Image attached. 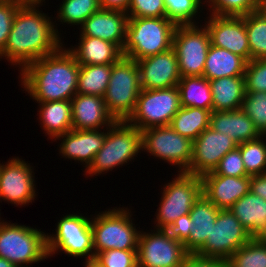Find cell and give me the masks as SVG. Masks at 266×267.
I'll use <instances>...</instances> for the list:
<instances>
[{
	"instance_id": "obj_19",
	"label": "cell",
	"mask_w": 266,
	"mask_h": 267,
	"mask_svg": "<svg viewBox=\"0 0 266 267\" xmlns=\"http://www.w3.org/2000/svg\"><path fill=\"white\" fill-rule=\"evenodd\" d=\"M201 179L203 195L220 210L230 209L250 191L251 176H222L211 171Z\"/></svg>"
},
{
	"instance_id": "obj_12",
	"label": "cell",
	"mask_w": 266,
	"mask_h": 267,
	"mask_svg": "<svg viewBox=\"0 0 266 267\" xmlns=\"http://www.w3.org/2000/svg\"><path fill=\"white\" fill-rule=\"evenodd\" d=\"M142 151L155 159L174 164L178 172H186L192 159L193 141L176 133L171 126L153 127L141 131Z\"/></svg>"
},
{
	"instance_id": "obj_10",
	"label": "cell",
	"mask_w": 266,
	"mask_h": 267,
	"mask_svg": "<svg viewBox=\"0 0 266 267\" xmlns=\"http://www.w3.org/2000/svg\"><path fill=\"white\" fill-rule=\"evenodd\" d=\"M181 108L177 86L162 89H141L136 107L127 122L140 131L169 126Z\"/></svg>"
},
{
	"instance_id": "obj_14",
	"label": "cell",
	"mask_w": 266,
	"mask_h": 267,
	"mask_svg": "<svg viewBox=\"0 0 266 267\" xmlns=\"http://www.w3.org/2000/svg\"><path fill=\"white\" fill-rule=\"evenodd\" d=\"M188 255L184 243L169 237L163 229L140 232L138 267H182Z\"/></svg>"
},
{
	"instance_id": "obj_7",
	"label": "cell",
	"mask_w": 266,
	"mask_h": 267,
	"mask_svg": "<svg viewBox=\"0 0 266 267\" xmlns=\"http://www.w3.org/2000/svg\"><path fill=\"white\" fill-rule=\"evenodd\" d=\"M141 92L137 61L122 57L111 65L105 105L116 121H127L133 114Z\"/></svg>"
},
{
	"instance_id": "obj_29",
	"label": "cell",
	"mask_w": 266,
	"mask_h": 267,
	"mask_svg": "<svg viewBox=\"0 0 266 267\" xmlns=\"http://www.w3.org/2000/svg\"><path fill=\"white\" fill-rule=\"evenodd\" d=\"M213 97L212 111H234L242 107L245 96L244 76L209 80Z\"/></svg>"
},
{
	"instance_id": "obj_44",
	"label": "cell",
	"mask_w": 266,
	"mask_h": 267,
	"mask_svg": "<svg viewBox=\"0 0 266 267\" xmlns=\"http://www.w3.org/2000/svg\"><path fill=\"white\" fill-rule=\"evenodd\" d=\"M20 5V2L13 0L0 2V52L6 46L14 16Z\"/></svg>"
},
{
	"instance_id": "obj_49",
	"label": "cell",
	"mask_w": 266,
	"mask_h": 267,
	"mask_svg": "<svg viewBox=\"0 0 266 267\" xmlns=\"http://www.w3.org/2000/svg\"><path fill=\"white\" fill-rule=\"evenodd\" d=\"M258 11L266 18V0H259Z\"/></svg>"
},
{
	"instance_id": "obj_17",
	"label": "cell",
	"mask_w": 266,
	"mask_h": 267,
	"mask_svg": "<svg viewBox=\"0 0 266 267\" xmlns=\"http://www.w3.org/2000/svg\"><path fill=\"white\" fill-rule=\"evenodd\" d=\"M204 26L207 28L213 46L229 50L251 60V52L244 16H218L210 14Z\"/></svg>"
},
{
	"instance_id": "obj_30",
	"label": "cell",
	"mask_w": 266,
	"mask_h": 267,
	"mask_svg": "<svg viewBox=\"0 0 266 267\" xmlns=\"http://www.w3.org/2000/svg\"><path fill=\"white\" fill-rule=\"evenodd\" d=\"M181 107L212 110L213 97L209 80L204 76L181 77L177 84Z\"/></svg>"
},
{
	"instance_id": "obj_11",
	"label": "cell",
	"mask_w": 266,
	"mask_h": 267,
	"mask_svg": "<svg viewBox=\"0 0 266 267\" xmlns=\"http://www.w3.org/2000/svg\"><path fill=\"white\" fill-rule=\"evenodd\" d=\"M210 45V36L204 25L176 26L172 48L177 56L181 77L203 76Z\"/></svg>"
},
{
	"instance_id": "obj_50",
	"label": "cell",
	"mask_w": 266,
	"mask_h": 267,
	"mask_svg": "<svg viewBox=\"0 0 266 267\" xmlns=\"http://www.w3.org/2000/svg\"><path fill=\"white\" fill-rule=\"evenodd\" d=\"M13 1L20 2L21 4H42V5H44L46 2L45 0H13Z\"/></svg>"
},
{
	"instance_id": "obj_51",
	"label": "cell",
	"mask_w": 266,
	"mask_h": 267,
	"mask_svg": "<svg viewBox=\"0 0 266 267\" xmlns=\"http://www.w3.org/2000/svg\"><path fill=\"white\" fill-rule=\"evenodd\" d=\"M84 267H103L94 259L85 260Z\"/></svg>"
},
{
	"instance_id": "obj_55",
	"label": "cell",
	"mask_w": 266,
	"mask_h": 267,
	"mask_svg": "<svg viewBox=\"0 0 266 267\" xmlns=\"http://www.w3.org/2000/svg\"><path fill=\"white\" fill-rule=\"evenodd\" d=\"M8 1H11V0H0V2H8Z\"/></svg>"
},
{
	"instance_id": "obj_34",
	"label": "cell",
	"mask_w": 266,
	"mask_h": 267,
	"mask_svg": "<svg viewBox=\"0 0 266 267\" xmlns=\"http://www.w3.org/2000/svg\"><path fill=\"white\" fill-rule=\"evenodd\" d=\"M251 60L266 59V18L259 11L245 15Z\"/></svg>"
},
{
	"instance_id": "obj_8",
	"label": "cell",
	"mask_w": 266,
	"mask_h": 267,
	"mask_svg": "<svg viewBox=\"0 0 266 267\" xmlns=\"http://www.w3.org/2000/svg\"><path fill=\"white\" fill-rule=\"evenodd\" d=\"M176 175L161 188V202L153 221L156 229H163L178 217L189 214L202 194L201 176L185 172H178Z\"/></svg>"
},
{
	"instance_id": "obj_42",
	"label": "cell",
	"mask_w": 266,
	"mask_h": 267,
	"mask_svg": "<svg viewBox=\"0 0 266 267\" xmlns=\"http://www.w3.org/2000/svg\"><path fill=\"white\" fill-rule=\"evenodd\" d=\"M128 18L166 17L163 0H131L127 12Z\"/></svg>"
},
{
	"instance_id": "obj_5",
	"label": "cell",
	"mask_w": 266,
	"mask_h": 267,
	"mask_svg": "<svg viewBox=\"0 0 266 267\" xmlns=\"http://www.w3.org/2000/svg\"><path fill=\"white\" fill-rule=\"evenodd\" d=\"M107 210L90 216L94 254L110 249L137 250L141 230L133 224L131 210L127 207Z\"/></svg>"
},
{
	"instance_id": "obj_25",
	"label": "cell",
	"mask_w": 266,
	"mask_h": 267,
	"mask_svg": "<svg viewBox=\"0 0 266 267\" xmlns=\"http://www.w3.org/2000/svg\"><path fill=\"white\" fill-rule=\"evenodd\" d=\"M219 211L220 209L210 202L203 193L195 201L189 213L194 229L191 231L189 239L184 243L189 254H196L204 246Z\"/></svg>"
},
{
	"instance_id": "obj_3",
	"label": "cell",
	"mask_w": 266,
	"mask_h": 267,
	"mask_svg": "<svg viewBox=\"0 0 266 267\" xmlns=\"http://www.w3.org/2000/svg\"><path fill=\"white\" fill-rule=\"evenodd\" d=\"M176 26L166 17L128 18L123 56L137 61L168 51Z\"/></svg>"
},
{
	"instance_id": "obj_2",
	"label": "cell",
	"mask_w": 266,
	"mask_h": 267,
	"mask_svg": "<svg viewBox=\"0 0 266 267\" xmlns=\"http://www.w3.org/2000/svg\"><path fill=\"white\" fill-rule=\"evenodd\" d=\"M79 69L80 64L63 44L20 72L21 87L37 103L71 100L77 94Z\"/></svg>"
},
{
	"instance_id": "obj_21",
	"label": "cell",
	"mask_w": 266,
	"mask_h": 267,
	"mask_svg": "<svg viewBox=\"0 0 266 267\" xmlns=\"http://www.w3.org/2000/svg\"><path fill=\"white\" fill-rule=\"evenodd\" d=\"M71 104L73 130H103L116 122L105 105L104 97L77 93Z\"/></svg>"
},
{
	"instance_id": "obj_45",
	"label": "cell",
	"mask_w": 266,
	"mask_h": 267,
	"mask_svg": "<svg viewBox=\"0 0 266 267\" xmlns=\"http://www.w3.org/2000/svg\"><path fill=\"white\" fill-rule=\"evenodd\" d=\"M194 229L193 221L190 214L178 217L173 223L168 224L163 230L171 238L185 243Z\"/></svg>"
},
{
	"instance_id": "obj_1",
	"label": "cell",
	"mask_w": 266,
	"mask_h": 267,
	"mask_svg": "<svg viewBox=\"0 0 266 267\" xmlns=\"http://www.w3.org/2000/svg\"><path fill=\"white\" fill-rule=\"evenodd\" d=\"M42 4H21L0 60L5 58L21 72L28 64L56 52L62 45L56 21L39 10Z\"/></svg>"
},
{
	"instance_id": "obj_43",
	"label": "cell",
	"mask_w": 266,
	"mask_h": 267,
	"mask_svg": "<svg viewBox=\"0 0 266 267\" xmlns=\"http://www.w3.org/2000/svg\"><path fill=\"white\" fill-rule=\"evenodd\" d=\"M213 172L216 175L222 176H249L246 173L244 162L241 156V151L238 147L226 153Z\"/></svg>"
},
{
	"instance_id": "obj_46",
	"label": "cell",
	"mask_w": 266,
	"mask_h": 267,
	"mask_svg": "<svg viewBox=\"0 0 266 267\" xmlns=\"http://www.w3.org/2000/svg\"><path fill=\"white\" fill-rule=\"evenodd\" d=\"M223 260L200 257L196 254H189L182 267H221Z\"/></svg>"
},
{
	"instance_id": "obj_15",
	"label": "cell",
	"mask_w": 266,
	"mask_h": 267,
	"mask_svg": "<svg viewBox=\"0 0 266 267\" xmlns=\"http://www.w3.org/2000/svg\"><path fill=\"white\" fill-rule=\"evenodd\" d=\"M33 168L19 157L0 163V202L18 207L32 204L37 196Z\"/></svg>"
},
{
	"instance_id": "obj_28",
	"label": "cell",
	"mask_w": 266,
	"mask_h": 267,
	"mask_svg": "<svg viewBox=\"0 0 266 267\" xmlns=\"http://www.w3.org/2000/svg\"><path fill=\"white\" fill-rule=\"evenodd\" d=\"M247 61L229 50L210 45L203 76L208 80L244 76Z\"/></svg>"
},
{
	"instance_id": "obj_24",
	"label": "cell",
	"mask_w": 266,
	"mask_h": 267,
	"mask_svg": "<svg viewBox=\"0 0 266 267\" xmlns=\"http://www.w3.org/2000/svg\"><path fill=\"white\" fill-rule=\"evenodd\" d=\"M210 128L230 136L238 144L254 140L261 136L254 122L242 110L212 111Z\"/></svg>"
},
{
	"instance_id": "obj_6",
	"label": "cell",
	"mask_w": 266,
	"mask_h": 267,
	"mask_svg": "<svg viewBox=\"0 0 266 267\" xmlns=\"http://www.w3.org/2000/svg\"><path fill=\"white\" fill-rule=\"evenodd\" d=\"M46 235L41 229L0 220V257L16 267L44 261L49 258Z\"/></svg>"
},
{
	"instance_id": "obj_48",
	"label": "cell",
	"mask_w": 266,
	"mask_h": 267,
	"mask_svg": "<svg viewBox=\"0 0 266 267\" xmlns=\"http://www.w3.org/2000/svg\"><path fill=\"white\" fill-rule=\"evenodd\" d=\"M131 0H99L101 9L127 13Z\"/></svg>"
},
{
	"instance_id": "obj_38",
	"label": "cell",
	"mask_w": 266,
	"mask_h": 267,
	"mask_svg": "<svg viewBox=\"0 0 266 267\" xmlns=\"http://www.w3.org/2000/svg\"><path fill=\"white\" fill-rule=\"evenodd\" d=\"M210 14L244 16L258 11L259 0H205Z\"/></svg>"
},
{
	"instance_id": "obj_32",
	"label": "cell",
	"mask_w": 266,
	"mask_h": 267,
	"mask_svg": "<svg viewBox=\"0 0 266 267\" xmlns=\"http://www.w3.org/2000/svg\"><path fill=\"white\" fill-rule=\"evenodd\" d=\"M111 75V65H80L77 93L104 97Z\"/></svg>"
},
{
	"instance_id": "obj_39",
	"label": "cell",
	"mask_w": 266,
	"mask_h": 267,
	"mask_svg": "<svg viewBox=\"0 0 266 267\" xmlns=\"http://www.w3.org/2000/svg\"><path fill=\"white\" fill-rule=\"evenodd\" d=\"M241 109L254 122L257 131L266 132V92H245Z\"/></svg>"
},
{
	"instance_id": "obj_53",
	"label": "cell",
	"mask_w": 266,
	"mask_h": 267,
	"mask_svg": "<svg viewBox=\"0 0 266 267\" xmlns=\"http://www.w3.org/2000/svg\"><path fill=\"white\" fill-rule=\"evenodd\" d=\"M221 267H234V266L231 265L228 261L223 260V264L221 265Z\"/></svg>"
},
{
	"instance_id": "obj_18",
	"label": "cell",
	"mask_w": 266,
	"mask_h": 267,
	"mask_svg": "<svg viewBox=\"0 0 266 267\" xmlns=\"http://www.w3.org/2000/svg\"><path fill=\"white\" fill-rule=\"evenodd\" d=\"M141 89H162L177 86L181 79L175 50L137 60Z\"/></svg>"
},
{
	"instance_id": "obj_27",
	"label": "cell",
	"mask_w": 266,
	"mask_h": 267,
	"mask_svg": "<svg viewBox=\"0 0 266 267\" xmlns=\"http://www.w3.org/2000/svg\"><path fill=\"white\" fill-rule=\"evenodd\" d=\"M39 122L46 136L53 141L73 129L71 100L40 102Z\"/></svg>"
},
{
	"instance_id": "obj_22",
	"label": "cell",
	"mask_w": 266,
	"mask_h": 267,
	"mask_svg": "<svg viewBox=\"0 0 266 267\" xmlns=\"http://www.w3.org/2000/svg\"><path fill=\"white\" fill-rule=\"evenodd\" d=\"M127 21L128 15L125 12L100 9L80 26L79 36L100 38L116 44L122 50Z\"/></svg>"
},
{
	"instance_id": "obj_40",
	"label": "cell",
	"mask_w": 266,
	"mask_h": 267,
	"mask_svg": "<svg viewBox=\"0 0 266 267\" xmlns=\"http://www.w3.org/2000/svg\"><path fill=\"white\" fill-rule=\"evenodd\" d=\"M94 260L103 267H138L137 250L110 249L96 253Z\"/></svg>"
},
{
	"instance_id": "obj_41",
	"label": "cell",
	"mask_w": 266,
	"mask_h": 267,
	"mask_svg": "<svg viewBox=\"0 0 266 267\" xmlns=\"http://www.w3.org/2000/svg\"><path fill=\"white\" fill-rule=\"evenodd\" d=\"M244 84L245 92H266V59L247 62Z\"/></svg>"
},
{
	"instance_id": "obj_54",
	"label": "cell",
	"mask_w": 266,
	"mask_h": 267,
	"mask_svg": "<svg viewBox=\"0 0 266 267\" xmlns=\"http://www.w3.org/2000/svg\"><path fill=\"white\" fill-rule=\"evenodd\" d=\"M261 239H262L263 241L266 242V232H265L264 235L261 237Z\"/></svg>"
},
{
	"instance_id": "obj_35",
	"label": "cell",
	"mask_w": 266,
	"mask_h": 267,
	"mask_svg": "<svg viewBox=\"0 0 266 267\" xmlns=\"http://www.w3.org/2000/svg\"><path fill=\"white\" fill-rule=\"evenodd\" d=\"M264 139L261 135L254 140L238 144L246 173L249 176L266 173V141Z\"/></svg>"
},
{
	"instance_id": "obj_52",
	"label": "cell",
	"mask_w": 266,
	"mask_h": 267,
	"mask_svg": "<svg viewBox=\"0 0 266 267\" xmlns=\"http://www.w3.org/2000/svg\"><path fill=\"white\" fill-rule=\"evenodd\" d=\"M0 267H16L14 264L8 260L0 257Z\"/></svg>"
},
{
	"instance_id": "obj_26",
	"label": "cell",
	"mask_w": 266,
	"mask_h": 267,
	"mask_svg": "<svg viewBox=\"0 0 266 267\" xmlns=\"http://www.w3.org/2000/svg\"><path fill=\"white\" fill-rule=\"evenodd\" d=\"M230 211L252 238H261L266 232V200L249 191L236 201Z\"/></svg>"
},
{
	"instance_id": "obj_47",
	"label": "cell",
	"mask_w": 266,
	"mask_h": 267,
	"mask_svg": "<svg viewBox=\"0 0 266 267\" xmlns=\"http://www.w3.org/2000/svg\"><path fill=\"white\" fill-rule=\"evenodd\" d=\"M250 191L266 200V173L251 176Z\"/></svg>"
},
{
	"instance_id": "obj_9",
	"label": "cell",
	"mask_w": 266,
	"mask_h": 267,
	"mask_svg": "<svg viewBox=\"0 0 266 267\" xmlns=\"http://www.w3.org/2000/svg\"><path fill=\"white\" fill-rule=\"evenodd\" d=\"M82 215L72 213L63 216L56 225V232L52 235L47 233L49 257L62 251L68 257L94 259L91 218Z\"/></svg>"
},
{
	"instance_id": "obj_23",
	"label": "cell",
	"mask_w": 266,
	"mask_h": 267,
	"mask_svg": "<svg viewBox=\"0 0 266 267\" xmlns=\"http://www.w3.org/2000/svg\"><path fill=\"white\" fill-rule=\"evenodd\" d=\"M80 65H112L122 57V50L100 38L80 36L78 45L67 48Z\"/></svg>"
},
{
	"instance_id": "obj_16",
	"label": "cell",
	"mask_w": 266,
	"mask_h": 267,
	"mask_svg": "<svg viewBox=\"0 0 266 267\" xmlns=\"http://www.w3.org/2000/svg\"><path fill=\"white\" fill-rule=\"evenodd\" d=\"M237 147L230 136L208 127L193 141L192 159L185 173L202 176L214 171L222 157Z\"/></svg>"
},
{
	"instance_id": "obj_4",
	"label": "cell",
	"mask_w": 266,
	"mask_h": 267,
	"mask_svg": "<svg viewBox=\"0 0 266 267\" xmlns=\"http://www.w3.org/2000/svg\"><path fill=\"white\" fill-rule=\"evenodd\" d=\"M141 151V131L127 121H116L106 128L104 145L94 156L89 167L83 171L84 175L87 177L103 175L109 170L112 171L131 162Z\"/></svg>"
},
{
	"instance_id": "obj_33",
	"label": "cell",
	"mask_w": 266,
	"mask_h": 267,
	"mask_svg": "<svg viewBox=\"0 0 266 267\" xmlns=\"http://www.w3.org/2000/svg\"><path fill=\"white\" fill-rule=\"evenodd\" d=\"M57 11L58 22L81 26L92 14L101 9L99 0H63Z\"/></svg>"
},
{
	"instance_id": "obj_20",
	"label": "cell",
	"mask_w": 266,
	"mask_h": 267,
	"mask_svg": "<svg viewBox=\"0 0 266 267\" xmlns=\"http://www.w3.org/2000/svg\"><path fill=\"white\" fill-rule=\"evenodd\" d=\"M105 131V132H104ZM106 128L98 130H71L58 136L54 141L61 140L59 154L66 159L84 164L86 170L94 156L104 145Z\"/></svg>"
},
{
	"instance_id": "obj_31",
	"label": "cell",
	"mask_w": 266,
	"mask_h": 267,
	"mask_svg": "<svg viewBox=\"0 0 266 267\" xmlns=\"http://www.w3.org/2000/svg\"><path fill=\"white\" fill-rule=\"evenodd\" d=\"M212 110L197 107H181L172 118L171 128L178 134L194 141L210 127Z\"/></svg>"
},
{
	"instance_id": "obj_36",
	"label": "cell",
	"mask_w": 266,
	"mask_h": 267,
	"mask_svg": "<svg viewBox=\"0 0 266 267\" xmlns=\"http://www.w3.org/2000/svg\"><path fill=\"white\" fill-rule=\"evenodd\" d=\"M163 1L166 8V18L174 22L176 25H197L199 22L195 17L196 15L200 17V13L203 10L202 8L206 6L203 5L205 4V0Z\"/></svg>"
},
{
	"instance_id": "obj_37",
	"label": "cell",
	"mask_w": 266,
	"mask_h": 267,
	"mask_svg": "<svg viewBox=\"0 0 266 267\" xmlns=\"http://www.w3.org/2000/svg\"><path fill=\"white\" fill-rule=\"evenodd\" d=\"M227 261L234 267H266V242L251 238Z\"/></svg>"
},
{
	"instance_id": "obj_13",
	"label": "cell",
	"mask_w": 266,
	"mask_h": 267,
	"mask_svg": "<svg viewBox=\"0 0 266 267\" xmlns=\"http://www.w3.org/2000/svg\"><path fill=\"white\" fill-rule=\"evenodd\" d=\"M252 237L230 211L220 210L204 246L196 253L200 257L227 261Z\"/></svg>"
}]
</instances>
